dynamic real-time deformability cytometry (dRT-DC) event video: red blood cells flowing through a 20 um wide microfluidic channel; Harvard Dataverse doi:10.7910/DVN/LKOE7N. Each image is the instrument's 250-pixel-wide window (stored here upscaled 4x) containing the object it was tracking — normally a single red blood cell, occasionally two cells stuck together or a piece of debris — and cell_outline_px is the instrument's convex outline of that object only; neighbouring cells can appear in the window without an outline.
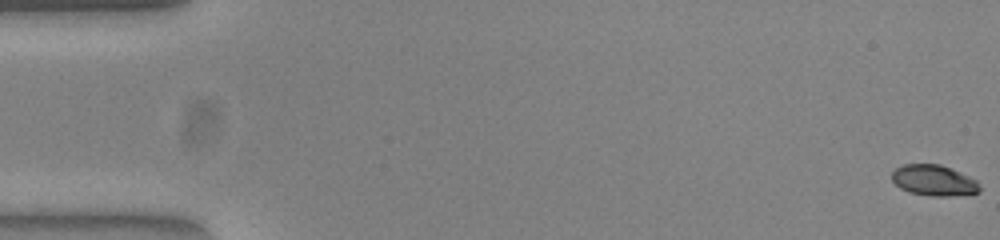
{"species": "common noctule bat (a hibernating species)", "species_latin": "Nyctalus noctula", "temperature_condition": "warm", "stored_images_in_passage": 53, "camera_frame_rate_fps": 3000, "um_per_image_px": 0.085, "animal": {"sex": "female", "body_mass_g": 23.0, "forearm_length_mm": 53.4}, "frame": {"image": 1, "passage_image": 1, "time_ms": 0.0, "image_size_px": [1000, 240], "cell_outline_px": [[980, 192], [948, 196], [932, 196], [908, 192], [900, 188], [892, 180], [892, 172], [896, 168], [904, 164], [940, 164], [952, 168], [976, 180], [980, 188]], "centroid_in_image_um": [79.36, 15.33], "position_along_channel_um": 5.6, "area_um2": 15.72}}
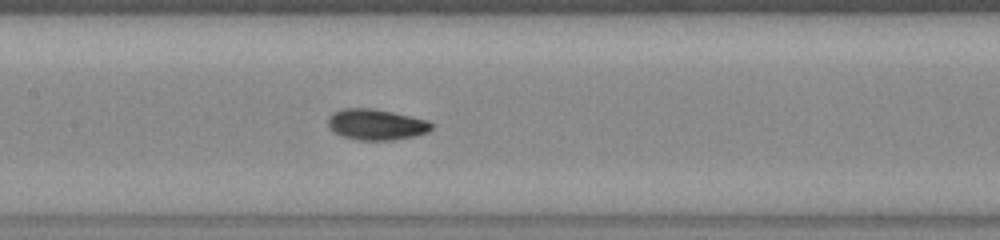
{"frame": {"image": 2, "passage_image": 26, "time_ms": 8.333, "image_size_px": [1000, 240], "cell_outline_px": [[432, 128], [428, 132], [416, 136], [392, 140], [360, 140], [340, 136], [328, 124], [328, 116], [340, 108], [372, 108], [392, 112], [428, 120], [432, 124]], "centroid_in_image_um": [31.98, 10.58], "position_along_channel_um": 175.4, "area_um2": 18.61}}
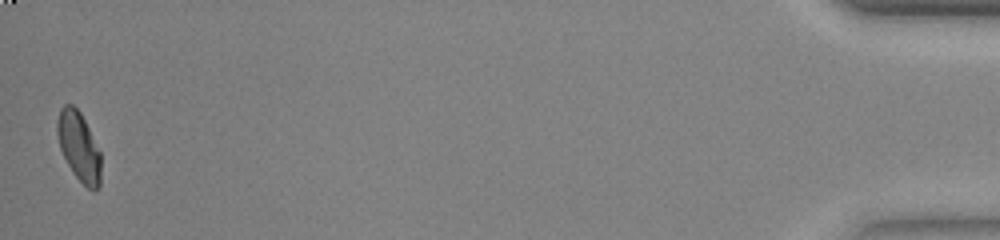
{"frame": {"image": 3, "passage_image": 53, "time_ms": 17.333, "image_size_px": [1000, 240], "cell_outline_px": [[100, 184], [96, 188], [88, 188], [72, 172], [60, 148], [56, 132], [56, 120], [60, 108], [64, 104], [72, 104], [80, 112], [100, 152]], "centroid_in_image_um": [6.67, 12.4], "position_along_channel_um": 428.5, "area_um2": 17.28}, "authors_computed_cell_mechanics": {"area_um2": 17.629, "velocity_mm_per_s": 3.9013, "shape_relaxation_time_tau1_ms": 2.9013, "shape_relaxation_time_tau2_ms": 1.2674, "deformation_change_tau1": 0.1446, "deformation_change_tau2": 0.0501}}